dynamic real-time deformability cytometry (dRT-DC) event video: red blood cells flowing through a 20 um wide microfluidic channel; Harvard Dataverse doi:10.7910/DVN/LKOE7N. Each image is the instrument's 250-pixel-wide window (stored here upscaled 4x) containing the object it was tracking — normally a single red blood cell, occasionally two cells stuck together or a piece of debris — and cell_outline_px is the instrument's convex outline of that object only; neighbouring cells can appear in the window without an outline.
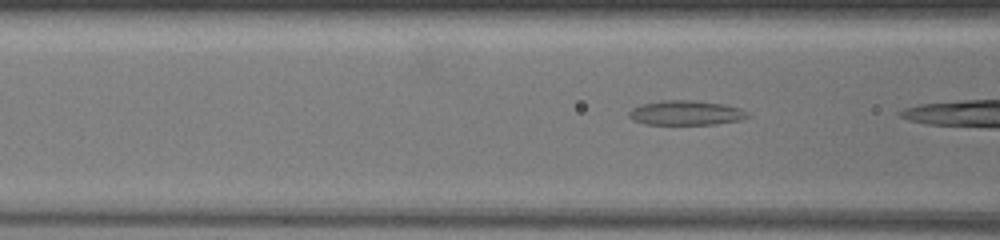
{"species": "common noctule bat (a hibernating species)", "species_latin": "Nyctalus noctula", "temperature_condition": "warm", "stored_images_in_passage": 16, "camera_frame_rate_fps": 3000, "um_per_image_px": 0.085, "animal": {"sex": "female", "body_mass_g": 19.5, "forearm_length_mm": 54.1}, "frame": {"image": 1, "passage_image": 7, "time_ms": 2.0, "image_size_px": [1000, 240], "cell_outline_px": [[752, 116], [740, 120], [716, 124], [648, 124], [636, 120], [628, 112], [632, 108], [644, 104], [664, 100], [692, 100], [724, 104], [740, 108], [748, 112]], "centroid_in_image_um": [58.4, 9.59], "position_along_channel_um": 108.2, "area_um2": 16.76}}